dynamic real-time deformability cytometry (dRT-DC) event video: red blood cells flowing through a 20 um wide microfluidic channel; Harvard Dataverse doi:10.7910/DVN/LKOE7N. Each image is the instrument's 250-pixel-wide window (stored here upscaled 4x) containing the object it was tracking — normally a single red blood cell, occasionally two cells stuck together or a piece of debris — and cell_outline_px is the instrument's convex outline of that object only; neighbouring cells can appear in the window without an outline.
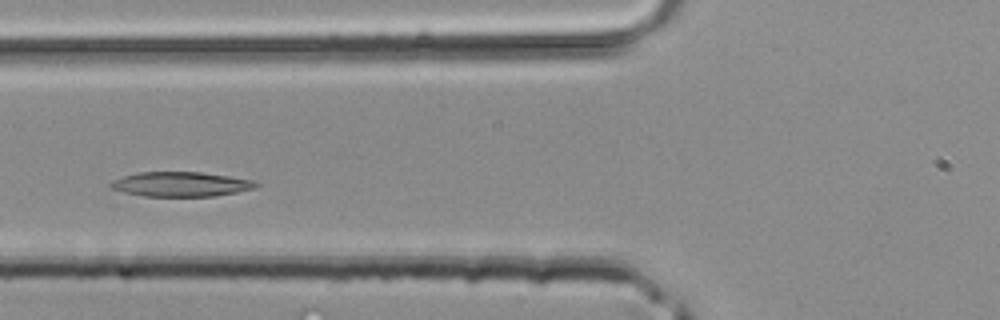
{"species": "common noctule bat (a hibernating species)", "species_latin": "Nyctalus noctula", "temperature_condition": "room temperature", "stored_images_in_passage": 34, "camera_frame_rate_fps": 3000, "um_per_image_px": 0.085, "animal": {"sex": "male", "body_mass_g": 20.4}, "frame": {"image": 1, "passage_image": 10, "time_ms": 3.0, "image_size_px": [1000, 320], "cell_outline_px": [[260, 184], [256, 188], [236, 192], [212, 196], [144, 196], [124, 192], [108, 188], [108, 184], [112, 180], [136, 172], [200, 172], [256, 180]], "centroid_in_image_um": [15.36, 15.65], "position_along_channel_um": 110.4, "area_um2": 20.98}}
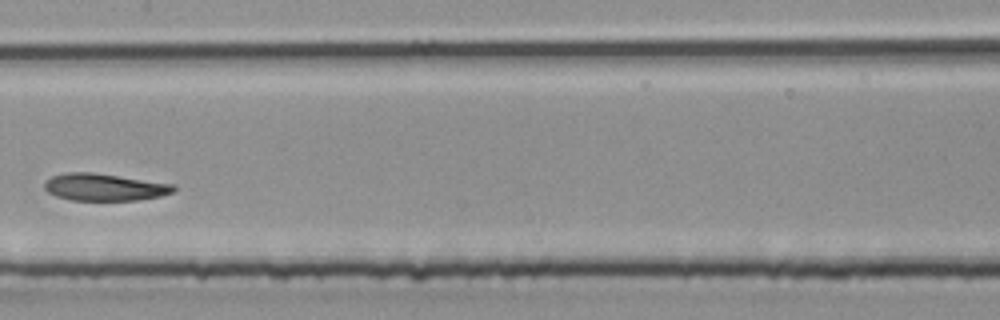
{"frame": {"image": 2, "passage_image": 15, "time_ms": 4.667, "image_size_px": [1000, 320], "cell_outline_px": [[176, 192], [160, 196], [136, 200], [72, 200], [56, 196], [48, 192], [44, 188], [44, 180], [52, 176], [64, 172], [92, 172], [172, 184], [176, 188]], "centroid_in_image_um": [8.84, 15.9], "position_along_channel_um": 198.6, "area_um2": 20.4}}
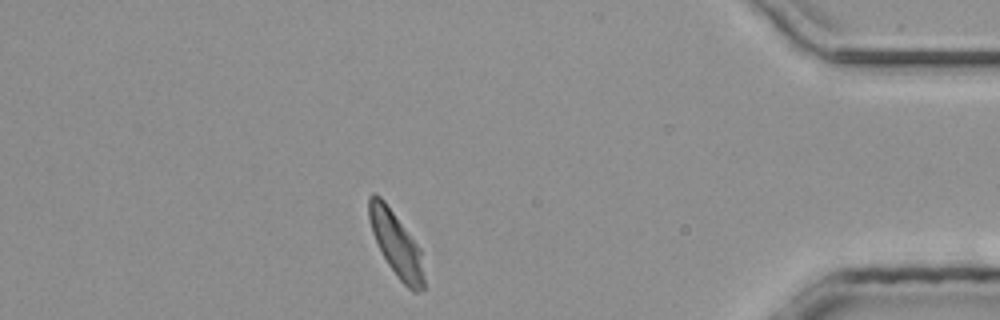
{"frame": {"image": 3, "passage_image": 29, "time_ms": 9.333, "image_size_px": [1000, 320], "cell_outline_px": [[424, 288], [416, 292], [412, 292], [396, 276], [388, 264], [372, 232], [368, 216], [368, 196], [372, 192], [376, 192], [384, 200], [420, 248], [424, 276]], "centroid_in_image_um": [33.66, 20.72], "position_along_channel_um": 401.5, "area_um2": 20.46}}